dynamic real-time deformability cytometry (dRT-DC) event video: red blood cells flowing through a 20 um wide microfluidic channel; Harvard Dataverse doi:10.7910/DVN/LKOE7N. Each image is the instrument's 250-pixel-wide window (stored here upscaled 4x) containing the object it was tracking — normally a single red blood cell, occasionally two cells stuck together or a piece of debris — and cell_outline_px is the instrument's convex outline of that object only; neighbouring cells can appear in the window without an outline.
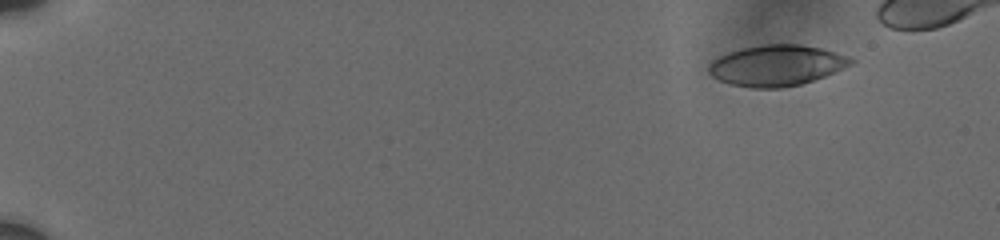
{"species": "human", "species_latin": "Homo sapiens", "temperature_condition": "cold", "stored_images_in_passage": 11, "camera_frame_rate_fps": 3000, "um_per_image_px": 0.085, "donor": {"sex": "male"}, "frame": {"image": 1, "passage_image": 1, "time_ms": 0.0, "image_size_px": [1000, 240], "cell_outline_px": [[856, 60], [852, 64], [844, 68], [824, 76], [800, 84], [780, 88], [752, 88], [728, 84], [712, 76], [708, 72], [708, 64], [712, 60], [728, 52], [744, 48], [764, 44], [800, 44], [820, 48], [848, 56]], "centroid_in_image_um": [65.99, 5.56], "position_along_channel_um": 19.0, "area_um2": 33.76}}